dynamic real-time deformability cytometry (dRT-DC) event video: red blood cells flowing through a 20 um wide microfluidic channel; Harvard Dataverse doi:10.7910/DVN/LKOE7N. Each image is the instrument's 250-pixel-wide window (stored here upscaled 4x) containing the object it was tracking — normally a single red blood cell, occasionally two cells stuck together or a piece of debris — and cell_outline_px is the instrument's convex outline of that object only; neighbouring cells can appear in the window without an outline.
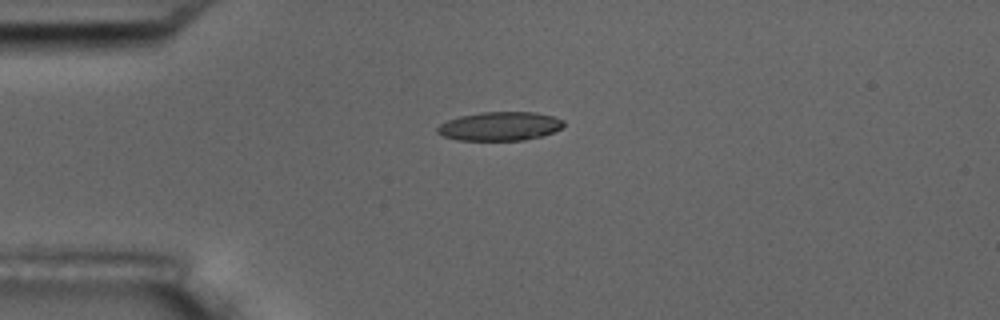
{"species": "common noctule bat (a hibernating species)", "species_latin": "Nyctalus noctula", "temperature_condition": "room temperature", "stored_images_in_passage": 6, "camera_frame_rate_fps": 3000, "um_per_image_px": 0.085, "animal": {"sex": "male", "body_mass_g": 17.5, "forearm_length_mm": 52.3}, "frame": {"image": 1, "passage_image": 6, "time_ms": 5.667, "image_size_px": [1000, 320], "cell_outline_px": [[564, 124], [560, 128], [552, 132], [540, 136], [524, 140], [460, 140], [444, 136], [436, 132], [436, 128], [440, 124], [448, 120], [460, 116], [480, 112], [536, 112], [552, 116], [564, 120]], "centroid_in_image_um": [42.47, 10.72], "position_along_channel_um": 42.5, "area_um2": 21.04}}